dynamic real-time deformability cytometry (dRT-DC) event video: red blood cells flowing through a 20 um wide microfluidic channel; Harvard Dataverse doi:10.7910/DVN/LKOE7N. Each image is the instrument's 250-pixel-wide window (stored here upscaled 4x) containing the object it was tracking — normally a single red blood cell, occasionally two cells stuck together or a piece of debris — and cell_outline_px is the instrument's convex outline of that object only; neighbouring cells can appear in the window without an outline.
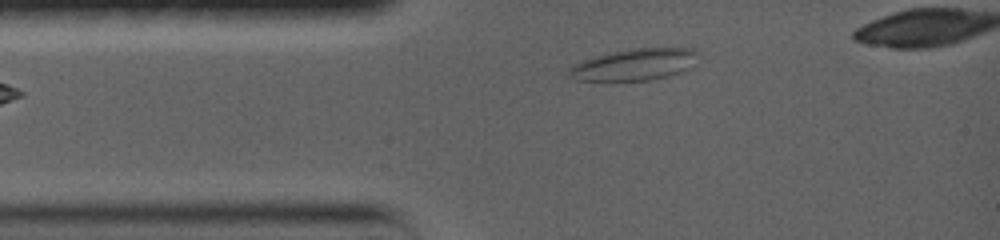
{"species": "common noctule bat (a hibernating species)", "species_latin": "Nyctalus noctula", "temperature_condition": "warm", "stored_images_in_passage": 3, "camera_frame_rate_fps": 5000, "um_per_image_px": 0.085, "animal": {"sex": "female", "body_mass_g": 19.0, "forearm_length_mm": 56.7}, "frame": {"image": 1, "passage_image": 2, "time_ms": 1.2, "image_size_px": [1000, 240], "cell_outline_px": [[700, 52], [692, 68], [684, 72], [652, 80], [576, 80], [568, 76], [568, 72], [576, 64], [592, 56], [608, 52], [628, 48], [692, 48]], "centroid_in_image_um": [54.0, 5.47], "position_along_channel_um": 31.0, "area_um2": 24.1}}